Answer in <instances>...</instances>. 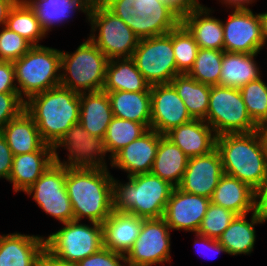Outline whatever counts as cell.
Instances as JSON below:
<instances>
[{
	"label": "cell",
	"mask_w": 267,
	"mask_h": 266,
	"mask_svg": "<svg viewBox=\"0 0 267 266\" xmlns=\"http://www.w3.org/2000/svg\"><path fill=\"white\" fill-rule=\"evenodd\" d=\"M6 27L29 41L33 46L38 44L47 32L42 27L35 11L26 1H18L11 9Z\"/></svg>",
	"instance_id": "obj_35"
},
{
	"label": "cell",
	"mask_w": 267,
	"mask_h": 266,
	"mask_svg": "<svg viewBox=\"0 0 267 266\" xmlns=\"http://www.w3.org/2000/svg\"><path fill=\"white\" fill-rule=\"evenodd\" d=\"M113 117L107 92L102 90L80 94L79 123L92 136L104 139Z\"/></svg>",
	"instance_id": "obj_26"
},
{
	"label": "cell",
	"mask_w": 267,
	"mask_h": 266,
	"mask_svg": "<svg viewBox=\"0 0 267 266\" xmlns=\"http://www.w3.org/2000/svg\"><path fill=\"white\" fill-rule=\"evenodd\" d=\"M12 163L13 153L6 139L0 133V179L5 178L8 181L12 170Z\"/></svg>",
	"instance_id": "obj_45"
},
{
	"label": "cell",
	"mask_w": 267,
	"mask_h": 266,
	"mask_svg": "<svg viewBox=\"0 0 267 266\" xmlns=\"http://www.w3.org/2000/svg\"><path fill=\"white\" fill-rule=\"evenodd\" d=\"M66 167L53 163L28 189L37 205L60 223L74 221V213L66 185Z\"/></svg>",
	"instance_id": "obj_13"
},
{
	"label": "cell",
	"mask_w": 267,
	"mask_h": 266,
	"mask_svg": "<svg viewBox=\"0 0 267 266\" xmlns=\"http://www.w3.org/2000/svg\"><path fill=\"white\" fill-rule=\"evenodd\" d=\"M25 111L34 119L43 141L54 147L79 122L80 94L61 85L31 96Z\"/></svg>",
	"instance_id": "obj_2"
},
{
	"label": "cell",
	"mask_w": 267,
	"mask_h": 266,
	"mask_svg": "<svg viewBox=\"0 0 267 266\" xmlns=\"http://www.w3.org/2000/svg\"><path fill=\"white\" fill-rule=\"evenodd\" d=\"M131 59L151 86L168 84L180 74L173 52V30L165 35L140 39Z\"/></svg>",
	"instance_id": "obj_11"
},
{
	"label": "cell",
	"mask_w": 267,
	"mask_h": 266,
	"mask_svg": "<svg viewBox=\"0 0 267 266\" xmlns=\"http://www.w3.org/2000/svg\"><path fill=\"white\" fill-rule=\"evenodd\" d=\"M224 31V51L238 53H259L264 47L259 14L250 8H233Z\"/></svg>",
	"instance_id": "obj_15"
},
{
	"label": "cell",
	"mask_w": 267,
	"mask_h": 266,
	"mask_svg": "<svg viewBox=\"0 0 267 266\" xmlns=\"http://www.w3.org/2000/svg\"><path fill=\"white\" fill-rule=\"evenodd\" d=\"M251 119L259 126L267 123V84L261 77L239 89Z\"/></svg>",
	"instance_id": "obj_38"
},
{
	"label": "cell",
	"mask_w": 267,
	"mask_h": 266,
	"mask_svg": "<svg viewBox=\"0 0 267 266\" xmlns=\"http://www.w3.org/2000/svg\"><path fill=\"white\" fill-rule=\"evenodd\" d=\"M17 0H0V26H6L7 18Z\"/></svg>",
	"instance_id": "obj_50"
},
{
	"label": "cell",
	"mask_w": 267,
	"mask_h": 266,
	"mask_svg": "<svg viewBox=\"0 0 267 266\" xmlns=\"http://www.w3.org/2000/svg\"><path fill=\"white\" fill-rule=\"evenodd\" d=\"M150 87L131 58L109 60L103 91L150 92Z\"/></svg>",
	"instance_id": "obj_31"
},
{
	"label": "cell",
	"mask_w": 267,
	"mask_h": 266,
	"mask_svg": "<svg viewBox=\"0 0 267 266\" xmlns=\"http://www.w3.org/2000/svg\"><path fill=\"white\" fill-rule=\"evenodd\" d=\"M260 53H223L218 86L240 89L247 83L259 79V67L254 60Z\"/></svg>",
	"instance_id": "obj_29"
},
{
	"label": "cell",
	"mask_w": 267,
	"mask_h": 266,
	"mask_svg": "<svg viewBox=\"0 0 267 266\" xmlns=\"http://www.w3.org/2000/svg\"><path fill=\"white\" fill-rule=\"evenodd\" d=\"M68 150L67 161H61L57 149ZM54 163L66 168H107V152L103 138L92 136L78 122L74 124L53 147Z\"/></svg>",
	"instance_id": "obj_12"
},
{
	"label": "cell",
	"mask_w": 267,
	"mask_h": 266,
	"mask_svg": "<svg viewBox=\"0 0 267 266\" xmlns=\"http://www.w3.org/2000/svg\"><path fill=\"white\" fill-rule=\"evenodd\" d=\"M187 162L188 157L185 153L163 135L159 141L151 173L176 188L182 180Z\"/></svg>",
	"instance_id": "obj_32"
},
{
	"label": "cell",
	"mask_w": 267,
	"mask_h": 266,
	"mask_svg": "<svg viewBox=\"0 0 267 266\" xmlns=\"http://www.w3.org/2000/svg\"><path fill=\"white\" fill-rule=\"evenodd\" d=\"M110 100L114 117L142 123L150 129V92L105 91Z\"/></svg>",
	"instance_id": "obj_30"
},
{
	"label": "cell",
	"mask_w": 267,
	"mask_h": 266,
	"mask_svg": "<svg viewBox=\"0 0 267 266\" xmlns=\"http://www.w3.org/2000/svg\"><path fill=\"white\" fill-rule=\"evenodd\" d=\"M255 212L267 221V176L255 190Z\"/></svg>",
	"instance_id": "obj_48"
},
{
	"label": "cell",
	"mask_w": 267,
	"mask_h": 266,
	"mask_svg": "<svg viewBox=\"0 0 267 266\" xmlns=\"http://www.w3.org/2000/svg\"><path fill=\"white\" fill-rule=\"evenodd\" d=\"M223 175L221 155L215 148L205 155L188 158L187 167L178 188L184 192L211 199Z\"/></svg>",
	"instance_id": "obj_17"
},
{
	"label": "cell",
	"mask_w": 267,
	"mask_h": 266,
	"mask_svg": "<svg viewBox=\"0 0 267 266\" xmlns=\"http://www.w3.org/2000/svg\"><path fill=\"white\" fill-rule=\"evenodd\" d=\"M247 215H236L218 238V242L226 248L229 255H247L251 254L254 249L256 242V230L254 227L266 221L255 211L252 212L250 221L246 220Z\"/></svg>",
	"instance_id": "obj_27"
},
{
	"label": "cell",
	"mask_w": 267,
	"mask_h": 266,
	"mask_svg": "<svg viewBox=\"0 0 267 266\" xmlns=\"http://www.w3.org/2000/svg\"><path fill=\"white\" fill-rule=\"evenodd\" d=\"M39 266H78L77 262H66L51 255L46 249L44 250Z\"/></svg>",
	"instance_id": "obj_49"
},
{
	"label": "cell",
	"mask_w": 267,
	"mask_h": 266,
	"mask_svg": "<svg viewBox=\"0 0 267 266\" xmlns=\"http://www.w3.org/2000/svg\"><path fill=\"white\" fill-rule=\"evenodd\" d=\"M170 84L183 100L190 116L204 120L209 108L211 86L196 81L188 74L176 75Z\"/></svg>",
	"instance_id": "obj_34"
},
{
	"label": "cell",
	"mask_w": 267,
	"mask_h": 266,
	"mask_svg": "<svg viewBox=\"0 0 267 266\" xmlns=\"http://www.w3.org/2000/svg\"><path fill=\"white\" fill-rule=\"evenodd\" d=\"M45 237L10 233L0 235V266H39Z\"/></svg>",
	"instance_id": "obj_20"
},
{
	"label": "cell",
	"mask_w": 267,
	"mask_h": 266,
	"mask_svg": "<svg viewBox=\"0 0 267 266\" xmlns=\"http://www.w3.org/2000/svg\"><path fill=\"white\" fill-rule=\"evenodd\" d=\"M259 19L261 24V35L265 46L267 43V12L259 13Z\"/></svg>",
	"instance_id": "obj_52"
},
{
	"label": "cell",
	"mask_w": 267,
	"mask_h": 266,
	"mask_svg": "<svg viewBox=\"0 0 267 266\" xmlns=\"http://www.w3.org/2000/svg\"><path fill=\"white\" fill-rule=\"evenodd\" d=\"M198 49L195 39L181 23L173 29V52L180 74H188L192 69Z\"/></svg>",
	"instance_id": "obj_39"
},
{
	"label": "cell",
	"mask_w": 267,
	"mask_h": 266,
	"mask_svg": "<svg viewBox=\"0 0 267 266\" xmlns=\"http://www.w3.org/2000/svg\"><path fill=\"white\" fill-rule=\"evenodd\" d=\"M170 230L163 217L144 219L137 240L125 255L127 266L170 264Z\"/></svg>",
	"instance_id": "obj_14"
},
{
	"label": "cell",
	"mask_w": 267,
	"mask_h": 266,
	"mask_svg": "<svg viewBox=\"0 0 267 266\" xmlns=\"http://www.w3.org/2000/svg\"><path fill=\"white\" fill-rule=\"evenodd\" d=\"M13 64L18 93L24 101L60 85L61 50L43 45L33 46Z\"/></svg>",
	"instance_id": "obj_7"
},
{
	"label": "cell",
	"mask_w": 267,
	"mask_h": 266,
	"mask_svg": "<svg viewBox=\"0 0 267 266\" xmlns=\"http://www.w3.org/2000/svg\"><path fill=\"white\" fill-rule=\"evenodd\" d=\"M33 45L16 32L2 27L0 31V61L14 62L25 55Z\"/></svg>",
	"instance_id": "obj_41"
},
{
	"label": "cell",
	"mask_w": 267,
	"mask_h": 266,
	"mask_svg": "<svg viewBox=\"0 0 267 266\" xmlns=\"http://www.w3.org/2000/svg\"><path fill=\"white\" fill-rule=\"evenodd\" d=\"M25 110V101L18 92L0 93V132L6 124Z\"/></svg>",
	"instance_id": "obj_42"
},
{
	"label": "cell",
	"mask_w": 267,
	"mask_h": 266,
	"mask_svg": "<svg viewBox=\"0 0 267 266\" xmlns=\"http://www.w3.org/2000/svg\"><path fill=\"white\" fill-rule=\"evenodd\" d=\"M65 185L74 220L103 223L113 212V176L108 168H66Z\"/></svg>",
	"instance_id": "obj_1"
},
{
	"label": "cell",
	"mask_w": 267,
	"mask_h": 266,
	"mask_svg": "<svg viewBox=\"0 0 267 266\" xmlns=\"http://www.w3.org/2000/svg\"><path fill=\"white\" fill-rule=\"evenodd\" d=\"M257 131H258L260 138L262 140V144H263L264 151H265L266 158H267V123L259 125Z\"/></svg>",
	"instance_id": "obj_53"
},
{
	"label": "cell",
	"mask_w": 267,
	"mask_h": 266,
	"mask_svg": "<svg viewBox=\"0 0 267 266\" xmlns=\"http://www.w3.org/2000/svg\"><path fill=\"white\" fill-rule=\"evenodd\" d=\"M235 217L234 212L210 202L197 233L218 240Z\"/></svg>",
	"instance_id": "obj_40"
},
{
	"label": "cell",
	"mask_w": 267,
	"mask_h": 266,
	"mask_svg": "<svg viewBox=\"0 0 267 266\" xmlns=\"http://www.w3.org/2000/svg\"><path fill=\"white\" fill-rule=\"evenodd\" d=\"M139 39L168 34L181 18L161 0H100Z\"/></svg>",
	"instance_id": "obj_5"
},
{
	"label": "cell",
	"mask_w": 267,
	"mask_h": 266,
	"mask_svg": "<svg viewBox=\"0 0 267 266\" xmlns=\"http://www.w3.org/2000/svg\"><path fill=\"white\" fill-rule=\"evenodd\" d=\"M195 236L197 237V240H194V245H195V248L198 249L197 245H199V249L201 248V250L205 249L209 252H213V255L216 256V253H221V252H224L227 254V251H226V248L218 242V240L216 239H212V238H209V237H205L203 235H200L198 233H195ZM199 238V239H198ZM200 250V251H201ZM204 250V251H205ZM198 251V250H197ZM196 251V252H197ZM200 251L198 253H200ZM206 251V252H207ZM206 254V253H205ZM201 256L203 257L202 255V251H201ZM205 256V255H204ZM209 257V256H208Z\"/></svg>",
	"instance_id": "obj_47"
},
{
	"label": "cell",
	"mask_w": 267,
	"mask_h": 266,
	"mask_svg": "<svg viewBox=\"0 0 267 266\" xmlns=\"http://www.w3.org/2000/svg\"><path fill=\"white\" fill-rule=\"evenodd\" d=\"M211 202L236 215L255 211V190L239 179L224 174L211 197Z\"/></svg>",
	"instance_id": "obj_25"
},
{
	"label": "cell",
	"mask_w": 267,
	"mask_h": 266,
	"mask_svg": "<svg viewBox=\"0 0 267 266\" xmlns=\"http://www.w3.org/2000/svg\"><path fill=\"white\" fill-rule=\"evenodd\" d=\"M53 163L54 149L48 144L38 151L13 156L8 181L14 192H26Z\"/></svg>",
	"instance_id": "obj_21"
},
{
	"label": "cell",
	"mask_w": 267,
	"mask_h": 266,
	"mask_svg": "<svg viewBox=\"0 0 267 266\" xmlns=\"http://www.w3.org/2000/svg\"><path fill=\"white\" fill-rule=\"evenodd\" d=\"M212 10L204 5L181 18V24L195 39L199 48L224 51L222 21L210 16Z\"/></svg>",
	"instance_id": "obj_24"
},
{
	"label": "cell",
	"mask_w": 267,
	"mask_h": 266,
	"mask_svg": "<svg viewBox=\"0 0 267 266\" xmlns=\"http://www.w3.org/2000/svg\"><path fill=\"white\" fill-rule=\"evenodd\" d=\"M224 174L256 190L267 176V158L258 131L217 136Z\"/></svg>",
	"instance_id": "obj_3"
},
{
	"label": "cell",
	"mask_w": 267,
	"mask_h": 266,
	"mask_svg": "<svg viewBox=\"0 0 267 266\" xmlns=\"http://www.w3.org/2000/svg\"><path fill=\"white\" fill-rule=\"evenodd\" d=\"M18 92L13 62L0 61V93Z\"/></svg>",
	"instance_id": "obj_44"
},
{
	"label": "cell",
	"mask_w": 267,
	"mask_h": 266,
	"mask_svg": "<svg viewBox=\"0 0 267 266\" xmlns=\"http://www.w3.org/2000/svg\"><path fill=\"white\" fill-rule=\"evenodd\" d=\"M123 262V264L121 263ZM78 266H126L125 255L102 247L98 252L77 262Z\"/></svg>",
	"instance_id": "obj_43"
},
{
	"label": "cell",
	"mask_w": 267,
	"mask_h": 266,
	"mask_svg": "<svg viewBox=\"0 0 267 266\" xmlns=\"http://www.w3.org/2000/svg\"><path fill=\"white\" fill-rule=\"evenodd\" d=\"M127 178L121 183L113 177V210L144 219L162 218L174 187L151 172Z\"/></svg>",
	"instance_id": "obj_4"
},
{
	"label": "cell",
	"mask_w": 267,
	"mask_h": 266,
	"mask_svg": "<svg viewBox=\"0 0 267 266\" xmlns=\"http://www.w3.org/2000/svg\"><path fill=\"white\" fill-rule=\"evenodd\" d=\"M109 59L88 38L74 53L61 51L60 85L81 94L102 91Z\"/></svg>",
	"instance_id": "obj_6"
},
{
	"label": "cell",
	"mask_w": 267,
	"mask_h": 266,
	"mask_svg": "<svg viewBox=\"0 0 267 266\" xmlns=\"http://www.w3.org/2000/svg\"><path fill=\"white\" fill-rule=\"evenodd\" d=\"M170 9H172L180 18L201 6L199 0H161Z\"/></svg>",
	"instance_id": "obj_46"
},
{
	"label": "cell",
	"mask_w": 267,
	"mask_h": 266,
	"mask_svg": "<svg viewBox=\"0 0 267 266\" xmlns=\"http://www.w3.org/2000/svg\"><path fill=\"white\" fill-rule=\"evenodd\" d=\"M150 95V129L165 135L171 129L193 120L183 100L170 83L152 85Z\"/></svg>",
	"instance_id": "obj_16"
},
{
	"label": "cell",
	"mask_w": 267,
	"mask_h": 266,
	"mask_svg": "<svg viewBox=\"0 0 267 266\" xmlns=\"http://www.w3.org/2000/svg\"><path fill=\"white\" fill-rule=\"evenodd\" d=\"M149 129L142 123H137L127 119L113 117L108 125L106 135L104 137L107 152L110 153V165L112 157L126 147L132 141L141 137Z\"/></svg>",
	"instance_id": "obj_36"
},
{
	"label": "cell",
	"mask_w": 267,
	"mask_h": 266,
	"mask_svg": "<svg viewBox=\"0 0 267 266\" xmlns=\"http://www.w3.org/2000/svg\"><path fill=\"white\" fill-rule=\"evenodd\" d=\"M224 51L199 48L194 65L188 75L196 81L216 86L220 80Z\"/></svg>",
	"instance_id": "obj_37"
},
{
	"label": "cell",
	"mask_w": 267,
	"mask_h": 266,
	"mask_svg": "<svg viewBox=\"0 0 267 266\" xmlns=\"http://www.w3.org/2000/svg\"><path fill=\"white\" fill-rule=\"evenodd\" d=\"M188 158L205 155L216 148L217 135L201 119H193L165 134Z\"/></svg>",
	"instance_id": "obj_22"
},
{
	"label": "cell",
	"mask_w": 267,
	"mask_h": 266,
	"mask_svg": "<svg viewBox=\"0 0 267 266\" xmlns=\"http://www.w3.org/2000/svg\"><path fill=\"white\" fill-rule=\"evenodd\" d=\"M0 133L6 139L13 156L38 151L46 144L34 119L25 110L10 120Z\"/></svg>",
	"instance_id": "obj_28"
},
{
	"label": "cell",
	"mask_w": 267,
	"mask_h": 266,
	"mask_svg": "<svg viewBox=\"0 0 267 266\" xmlns=\"http://www.w3.org/2000/svg\"><path fill=\"white\" fill-rule=\"evenodd\" d=\"M144 218L114 211L102 223L103 247L126 255L139 236Z\"/></svg>",
	"instance_id": "obj_23"
},
{
	"label": "cell",
	"mask_w": 267,
	"mask_h": 266,
	"mask_svg": "<svg viewBox=\"0 0 267 266\" xmlns=\"http://www.w3.org/2000/svg\"><path fill=\"white\" fill-rule=\"evenodd\" d=\"M204 121L217 136L249 133L259 127L249 116L240 90L218 85L211 86L209 108Z\"/></svg>",
	"instance_id": "obj_9"
},
{
	"label": "cell",
	"mask_w": 267,
	"mask_h": 266,
	"mask_svg": "<svg viewBox=\"0 0 267 266\" xmlns=\"http://www.w3.org/2000/svg\"><path fill=\"white\" fill-rule=\"evenodd\" d=\"M163 135L149 129L138 139L118 151L111 161L110 167L127 172V177L150 173L156 157L159 141Z\"/></svg>",
	"instance_id": "obj_19"
},
{
	"label": "cell",
	"mask_w": 267,
	"mask_h": 266,
	"mask_svg": "<svg viewBox=\"0 0 267 266\" xmlns=\"http://www.w3.org/2000/svg\"><path fill=\"white\" fill-rule=\"evenodd\" d=\"M210 202V198L173 188L163 218L171 230L197 233Z\"/></svg>",
	"instance_id": "obj_18"
},
{
	"label": "cell",
	"mask_w": 267,
	"mask_h": 266,
	"mask_svg": "<svg viewBox=\"0 0 267 266\" xmlns=\"http://www.w3.org/2000/svg\"><path fill=\"white\" fill-rule=\"evenodd\" d=\"M86 18L91 24L88 38L109 60L132 57L139 37L100 0H91ZM97 30L98 34L95 33Z\"/></svg>",
	"instance_id": "obj_8"
},
{
	"label": "cell",
	"mask_w": 267,
	"mask_h": 266,
	"mask_svg": "<svg viewBox=\"0 0 267 266\" xmlns=\"http://www.w3.org/2000/svg\"><path fill=\"white\" fill-rule=\"evenodd\" d=\"M62 224L63 228L45 238V249L58 259L79 262L103 247L101 223L91 222L89 226L74 220Z\"/></svg>",
	"instance_id": "obj_10"
},
{
	"label": "cell",
	"mask_w": 267,
	"mask_h": 266,
	"mask_svg": "<svg viewBox=\"0 0 267 266\" xmlns=\"http://www.w3.org/2000/svg\"><path fill=\"white\" fill-rule=\"evenodd\" d=\"M35 11L44 30L52 31L53 26L66 22L73 11L87 14L91 0H26Z\"/></svg>",
	"instance_id": "obj_33"
},
{
	"label": "cell",
	"mask_w": 267,
	"mask_h": 266,
	"mask_svg": "<svg viewBox=\"0 0 267 266\" xmlns=\"http://www.w3.org/2000/svg\"><path fill=\"white\" fill-rule=\"evenodd\" d=\"M223 4L229 5V8H249L248 5H252L256 0H221Z\"/></svg>",
	"instance_id": "obj_51"
}]
</instances>
